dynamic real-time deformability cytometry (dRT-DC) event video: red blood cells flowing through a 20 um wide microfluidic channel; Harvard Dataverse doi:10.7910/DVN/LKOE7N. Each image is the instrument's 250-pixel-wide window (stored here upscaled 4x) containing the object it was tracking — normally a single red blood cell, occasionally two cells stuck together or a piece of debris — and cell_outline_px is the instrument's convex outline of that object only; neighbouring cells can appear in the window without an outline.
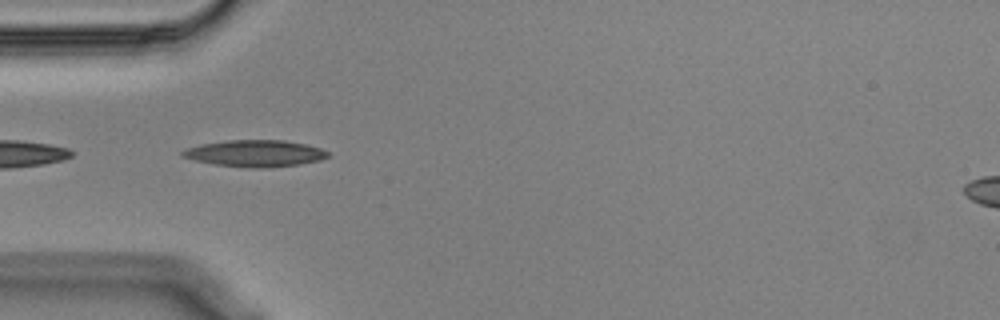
{"species": "Egyptian fruit bat (a non-hibernating species)", "species_latin": "Rousettus aegyptiacus", "temperature_condition": "cold", "stored_images_in_passage": 8, "camera_frame_rate_fps": 3000, "um_per_image_px": 0.085, "animal": {"sex": "male"}, "frame": {"image": 1, "passage_image": 2, "time_ms": 0.333, "image_size_px": [1000, 320], "cell_outline_px": [[328, 156], [320, 160], [300, 164], [268, 168], [248, 168], [216, 164], [196, 160], [180, 156], [180, 152], [188, 148], [200, 144], [228, 140], [284, 140], [304, 144], [320, 148], [328, 152]], "centroid_in_image_um": [21.67, 13.04], "position_along_channel_um": 63.3, "area_um2": 22.48}}
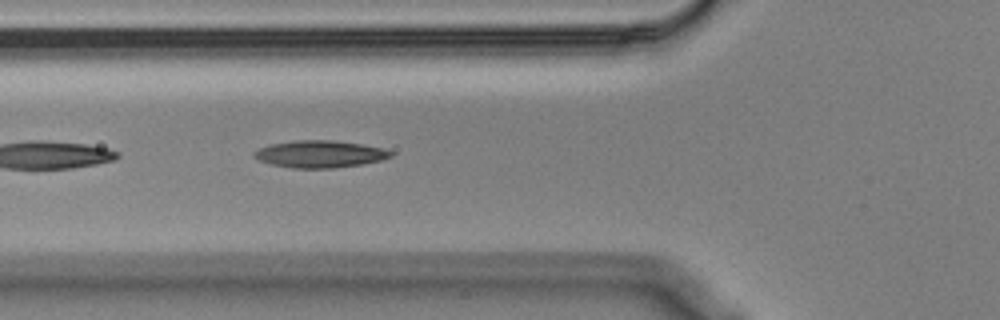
{"frame": {"image": 2, "passage_image": 5, "time_ms": 1.333, "image_size_px": [1000, 320], "cell_outline_px": [[392, 156], [380, 160], [360, 164], [332, 168], [292, 168], [272, 164], [260, 160], [252, 156], [252, 152], [260, 148], [272, 144], [296, 140], [332, 140], [360, 144], [384, 148], [392, 152]], "centroid_in_image_um": [27.17, 13.09], "position_along_channel_um": 98.6, "area_um2": 21.33}}